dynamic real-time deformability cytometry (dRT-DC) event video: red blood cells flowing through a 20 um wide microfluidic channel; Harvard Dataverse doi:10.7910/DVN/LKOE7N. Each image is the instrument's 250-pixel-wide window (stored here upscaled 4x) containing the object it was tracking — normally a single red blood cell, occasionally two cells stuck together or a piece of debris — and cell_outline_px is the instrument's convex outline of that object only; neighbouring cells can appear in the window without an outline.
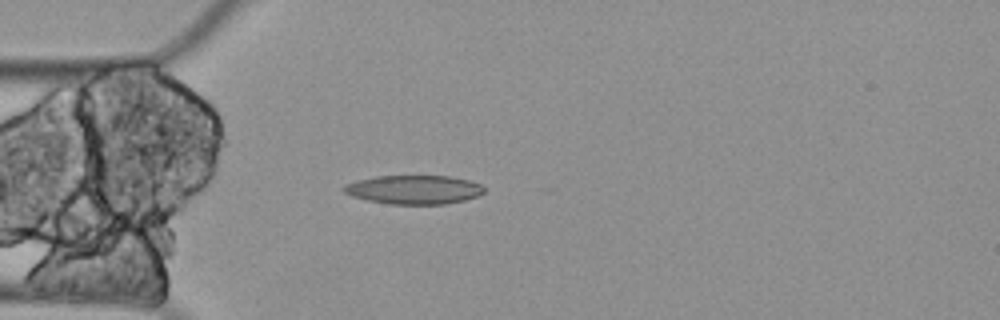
{"species": "Egyptian fruit bat (a non-hibernating species)", "species_latin": "Rousettus aegyptiacus", "temperature_condition": "cold", "stored_images_in_passage": 5, "camera_frame_rate_fps": 3000, "um_per_image_px": 0.085, "animal": {"sex": "female"}, "frame": {"image": 1, "passage_image": 5, "time_ms": 1.333, "image_size_px": [1000, 320], "cell_outline_px": [[484, 192], [476, 196], [464, 200], [444, 204], [388, 204], [368, 200], [352, 196], [344, 192], [340, 188], [344, 184], [356, 180], [376, 176], [448, 176], [468, 180], [480, 184], [484, 188]], "centroid_in_image_um": [35.13, 16.11], "position_along_channel_um": 49.9, "area_um2": 23.58}}